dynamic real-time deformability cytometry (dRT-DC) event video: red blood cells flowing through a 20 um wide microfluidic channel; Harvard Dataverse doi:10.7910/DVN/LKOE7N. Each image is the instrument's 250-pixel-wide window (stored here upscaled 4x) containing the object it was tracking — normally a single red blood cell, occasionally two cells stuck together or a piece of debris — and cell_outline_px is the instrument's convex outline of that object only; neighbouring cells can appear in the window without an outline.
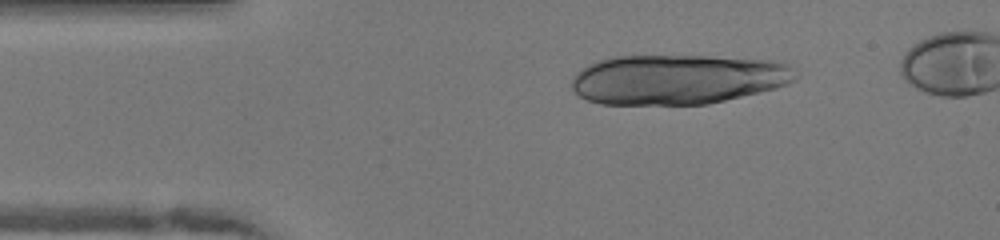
{"species": "human", "species_latin": "Homo sapiens", "temperature_condition": "warm", "stored_images_in_passage": 43, "camera_frame_rate_fps": 3000, "um_per_image_px": 0.085, "donor": {"sex": "female"}, "frame": {"image": 1, "passage_image": 6, "time_ms": 1.667, "image_size_px": [1000, 240], "cell_outline_px": [[796, 80], [788, 84], [776, 88], [760, 92], [708, 104], [600, 104], [588, 100], [580, 96], [572, 88], [572, 76], [580, 68], [596, 60], [608, 56], [708, 56], [772, 60], [788, 64], [792, 68], [796, 76]], "centroid_in_image_um": [57.57, 6.73], "position_along_channel_um": 27.4, "area_um2": 65.37}}
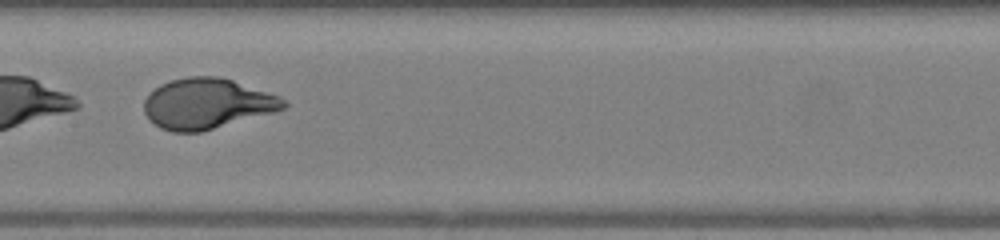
{"frame": {"image": 2, "passage_image": 22, "time_ms": 7.0, "image_size_px": [1000, 240], "cell_outline_px": [[288, 104], [284, 108], [276, 112], [200, 132], [172, 132], [160, 128], [148, 120], [144, 112], [144, 100], [160, 84], [172, 80], [188, 76], [216, 76], [232, 80], [280, 96]], "centroid_in_image_um": [17.6, 8.82], "position_along_channel_um": 189.8, "area_um2": 41.04}}
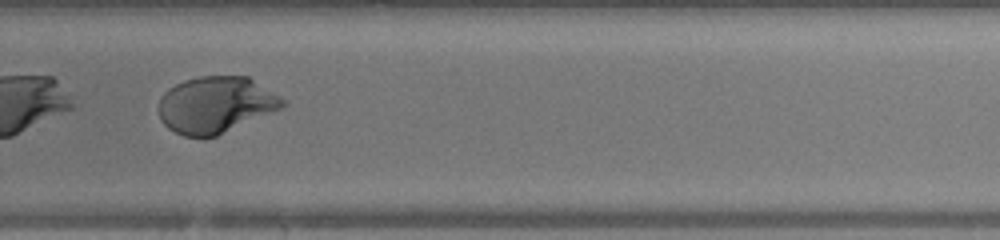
{"frame": {"image": 3, "passage_image": 31, "time_ms": 10.0, "image_size_px": [1000, 240], "cell_outline_px": [[288, 104], [284, 108], [216, 136], [184, 136], [168, 128], [160, 120], [160, 96], [168, 88], [184, 80], [200, 76], [248, 76], [280, 96]], "centroid_in_image_um": [18.36, 8.9], "position_along_channel_um": 311.4, "area_um2": 40.81}, "authors_computed_cell_mechanics": {"area_um2": 41.2692, "velocity_mm_per_s": 4.0768, "shape_relaxation_time_tau1_ms": 3.8353, "shape_relaxation_time_tau2_ms": null, "deformation_change_tau1": 0.2322, "deformation_change_tau2": null}}